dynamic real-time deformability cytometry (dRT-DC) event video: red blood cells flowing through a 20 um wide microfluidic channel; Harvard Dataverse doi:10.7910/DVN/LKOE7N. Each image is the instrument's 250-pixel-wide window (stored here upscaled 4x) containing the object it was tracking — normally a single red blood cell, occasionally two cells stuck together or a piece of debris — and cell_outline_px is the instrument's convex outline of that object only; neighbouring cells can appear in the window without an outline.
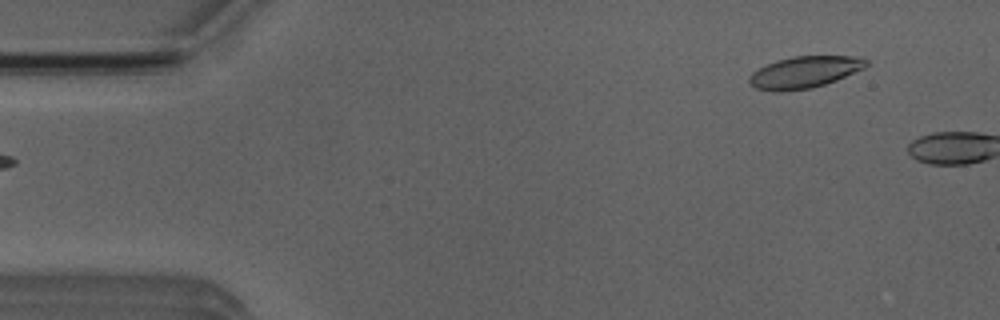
{"species": "Egyptian fruit bat (a non-hibernating species)", "species_latin": "Rousettus aegyptiacus", "temperature_condition": "room temperature", "stored_images_in_passage": 5, "camera_frame_rate_fps": 3000, "um_per_image_px": 0.085, "animal": {"sex": "male"}, "frame": {"image": 1, "passage_image": 5, "time_ms": 5.333, "image_size_px": [1000, 320], "cell_outline_px": [[868, 64], [864, 68], [836, 80], [824, 84], [808, 88], [780, 92], [772, 92], [756, 88], [748, 80], [752, 72], [776, 60], [792, 56], [860, 56], [868, 60]], "centroid_in_image_um": [68.39, 6.12], "position_along_channel_um": 16.6, "area_um2": 21.5}}